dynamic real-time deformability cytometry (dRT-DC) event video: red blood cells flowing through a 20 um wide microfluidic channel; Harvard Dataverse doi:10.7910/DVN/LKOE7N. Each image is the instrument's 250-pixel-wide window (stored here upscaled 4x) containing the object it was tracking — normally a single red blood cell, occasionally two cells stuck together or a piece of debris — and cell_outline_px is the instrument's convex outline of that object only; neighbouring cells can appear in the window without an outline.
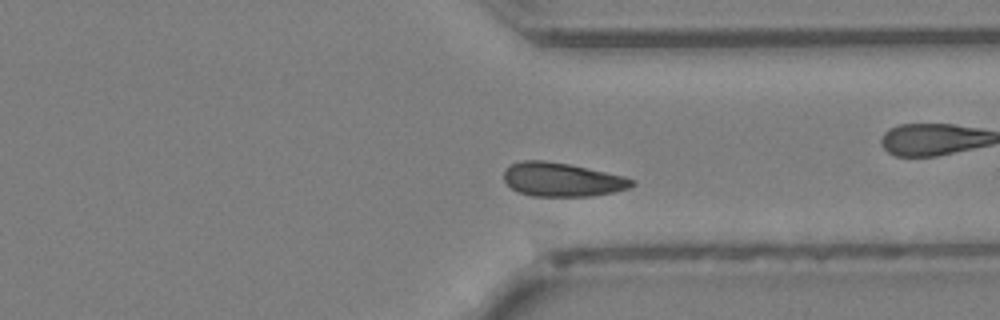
{"species": "Egyptian fruit bat (a non-hibernating species)", "species_latin": "Rousettus aegyptiacus", "temperature_condition": "cold", "stored_images_in_passage": 40, "camera_frame_rate_fps": 3000, "um_per_image_px": 0.085, "animal": {"sex": "female"}, "frame": {"image": 1, "passage_image": 29, "time_ms": 9.333, "image_size_px": [1000, 320], "cell_outline_px": [[636, 184], [628, 188], [612, 192], [592, 196], [532, 196], [520, 192], [512, 188], [504, 180], [504, 168], [520, 160], [544, 160], [568, 164], [624, 176], [636, 180]], "centroid_in_image_um": [47.77, 15.26], "position_along_channel_um": 363.6, "area_um2": 25.14}}
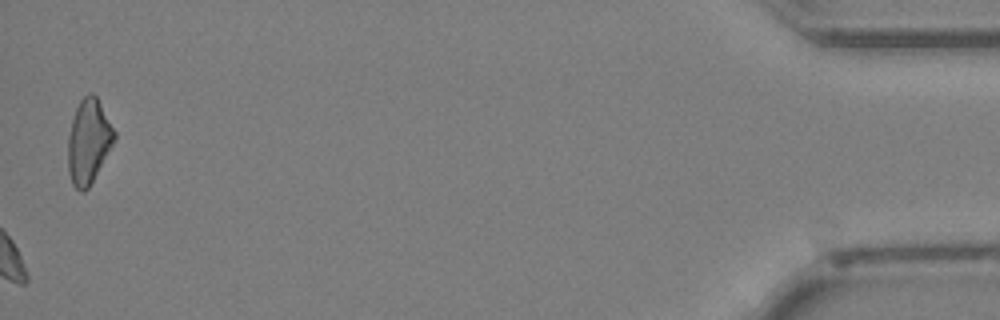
{"frame": {"image": 2, "passage_image": 40, "time_ms": 13.0, "image_size_px": [1000, 320], "cell_outline_px": [[116, 136], [112, 144], [88, 188], [84, 192], [80, 192], [72, 184], [68, 172], [68, 136], [72, 120], [76, 108], [80, 100], [88, 92], [92, 92], [96, 96], [116, 132]], "centroid_in_image_um": [7.51, 12.01], "position_along_channel_um": 427.7, "area_um2": 22.48}}